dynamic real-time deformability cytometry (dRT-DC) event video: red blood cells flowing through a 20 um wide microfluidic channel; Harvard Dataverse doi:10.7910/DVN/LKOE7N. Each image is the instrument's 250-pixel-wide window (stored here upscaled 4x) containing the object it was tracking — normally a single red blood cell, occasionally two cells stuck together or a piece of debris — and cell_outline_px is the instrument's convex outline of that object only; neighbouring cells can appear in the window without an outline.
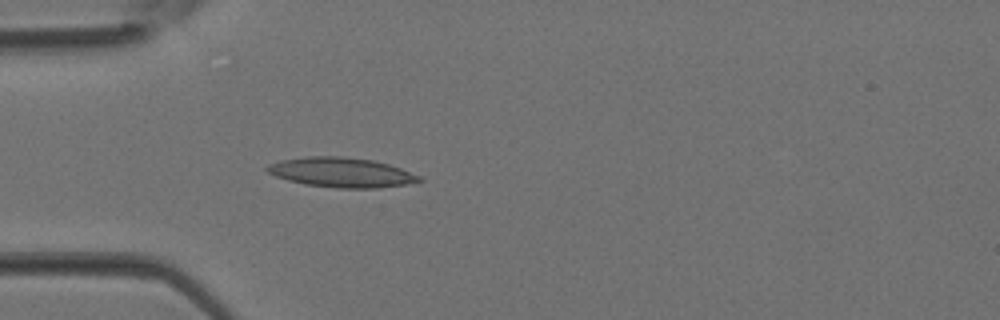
{"species": "Egyptian fruit bat (a non-hibernating species)", "species_latin": "Rousettus aegyptiacus", "temperature_condition": "room temperature", "stored_images_in_passage": 3, "camera_frame_rate_fps": 3000, "um_per_image_px": 0.085, "animal": {"sex": "female"}, "frame": {"image": 1, "passage_image": 3, "time_ms": 0.667, "image_size_px": [1000, 320], "cell_outline_px": [[424, 180], [404, 184], [380, 188], [336, 188], [304, 184], [288, 180], [276, 176], [268, 172], [264, 168], [268, 164], [280, 160], [308, 156], [340, 156], [372, 160], [388, 164], [400, 168], [420, 176]], "centroid_in_image_um": [28.98, 14.65], "position_along_channel_um": 56.0, "area_um2": 26.24}}